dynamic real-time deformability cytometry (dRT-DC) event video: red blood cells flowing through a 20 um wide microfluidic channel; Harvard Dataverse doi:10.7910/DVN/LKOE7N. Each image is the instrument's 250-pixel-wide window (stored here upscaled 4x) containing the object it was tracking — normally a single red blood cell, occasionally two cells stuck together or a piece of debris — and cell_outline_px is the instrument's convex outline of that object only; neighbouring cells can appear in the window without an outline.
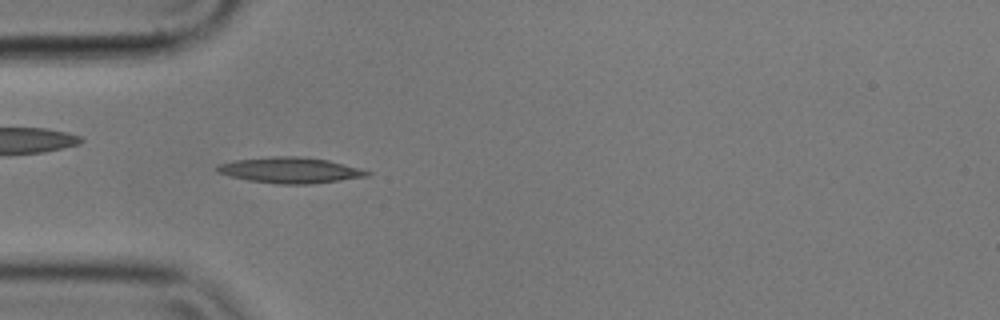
{"species": "common noctule bat (a hibernating species)", "species_latin": "Nyctalus noctula", "temperature_condition": "cold", "stored_images_in_passage": 54, "camera_frame_rate_fps": 3000, "um_per_image_px": 0.085, "animal": {"sex": "male", "body_mass_g": 17.9}, "frame": {"image": 1, "passage_image": 15, "time_ms": 4.667, "image_size_px": [1000, 320], "cell_outline_px": [[372, 172], [368, 176], [312, 184], [276, 184], [248, 180], [216, 172], [216, 168], [220, 164], [236, 160], [272, 156], [300, 156], [328, 160], [360, 168]], "centroid_in_image_um": [24.69, 14.47], "position_along_channel_um": 60.3, "area_um2": 22.43}}
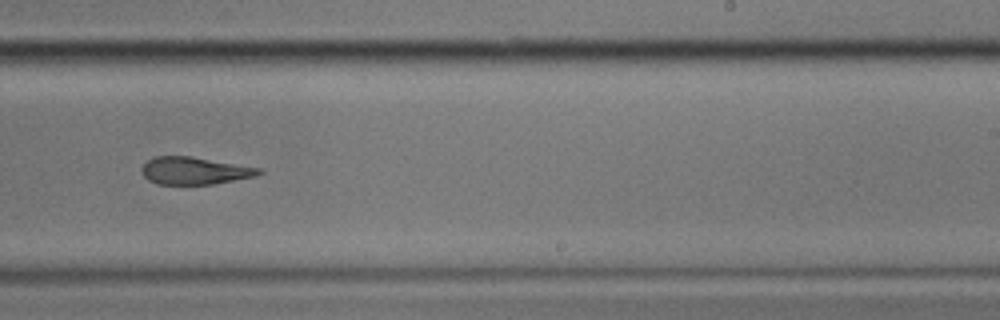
{"frame": {"image": 2, "passage_image": 33, "time_ms": 10.667, "image_size_px": [1000, 320], "cell_outline_px": [[264, 172], [256, 176], [212, 184], [156, 184], [148, 180], [140, 172], [140, 168], [148, 160], [156, 156], [192, 156], [260, 168]], "centroid_in_image_um": [16.51, 14.51], "position_along_channel_um": 272.5, "area_um2": 18.73}}
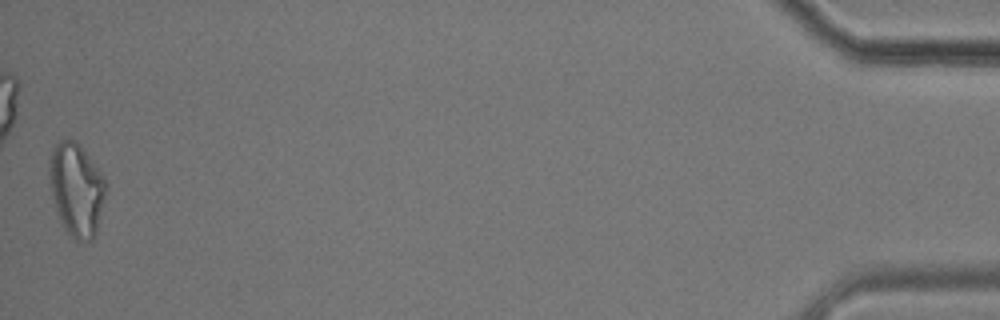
{"frame": {"image": 3, "passage_image": 54, "time_ms": 17.667, "image_size_px": [1000, 320], "cell_outline_px": [[108, 184], [96, 232], [92, 240], [76, 240], [64, 228], [60, 220], [56, 208], [52, 192], [48, 168], [48, 160], [52, 148], [64, 136], [80, 144], [104, 176]], "centroid_in_image_um": [6.5, 16.04], "position_along_channel_um": 428.7, "area_um2": 30.63}, "authors_computed_cell_mechanics": {"area_um2": 20.23, "velocity_mm_per_s": 3.5629, "shape_relaxation_time_tau1_ms": null, "shape_relaxation_time_tau2_ms": 3.9422, "deformation_change_tau1": null, "deformation_change_tau2": 0.1386}}